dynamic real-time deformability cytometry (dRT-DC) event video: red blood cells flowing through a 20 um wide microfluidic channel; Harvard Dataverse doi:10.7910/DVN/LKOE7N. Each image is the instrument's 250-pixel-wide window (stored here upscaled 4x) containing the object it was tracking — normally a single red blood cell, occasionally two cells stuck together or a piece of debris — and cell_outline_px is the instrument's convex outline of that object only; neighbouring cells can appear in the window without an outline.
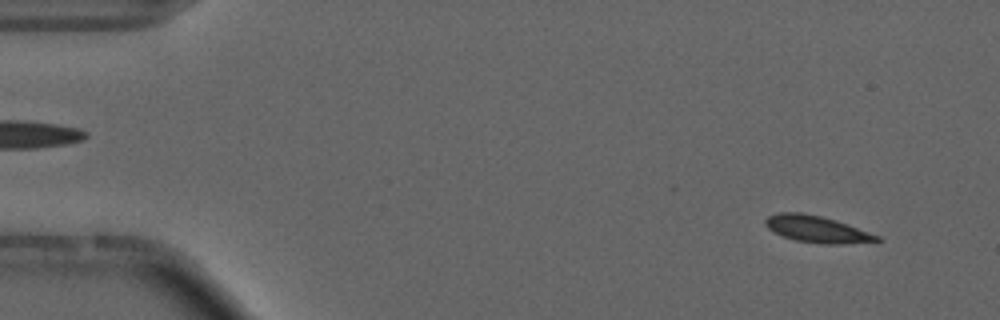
{"species": "common noctule bat (a hibernating species)", "species_latin": "Nyctalus noctula", "temperature_condition": "cold", "stored_images_in_passage": 55, "camera_frame_rate_fps": 3000, "um_per_image_px": 0.085, "animal": {"sex": "male", "forearm_length_mm": 52.5}, "frame": {"image": 1, "passage_image": 4, "time_ms": 1.0, "image_size_px": [1000, 320], "cell_outline_px": [[884, 240], [840, 244], [820, 244], [796, 240], [784, 236], [768, 228], [764, 224], [764, 220], [768, 216], [780, 212], [800, 212], [820, 216], [836, 220], [880, 236]], "centroid_in_image_um": [69.43, 19.48], "position_along_channel_um": 15.6, "area_um2": 17.17}}
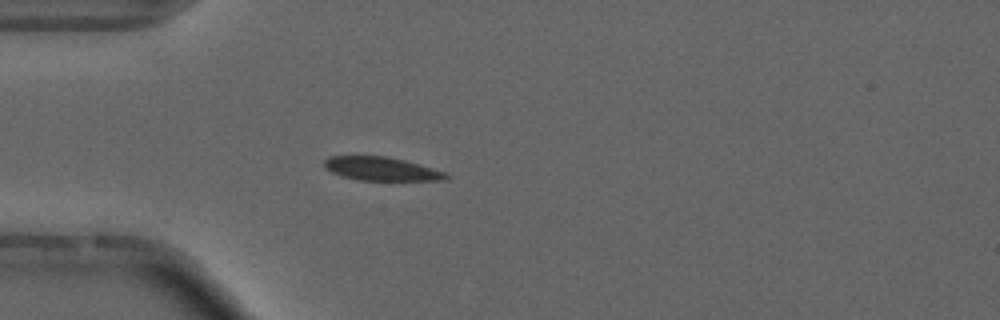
{"frame": {"image": 2, "passage_image": 15, "time_ms": 4.667, "image_size_px": [1000, 320], "cell_outline_px": [[452, 176], [448, 180], [356, 180], [340, 176], [324, 168], [324, 160], [332, 156], [384, 156], [404, 160], [432, 168], [444, 172]], "centroid_in_image_um": [32.41, 14.36], "position_along_channel_um": 52.6, "area_um2": 16.7}}
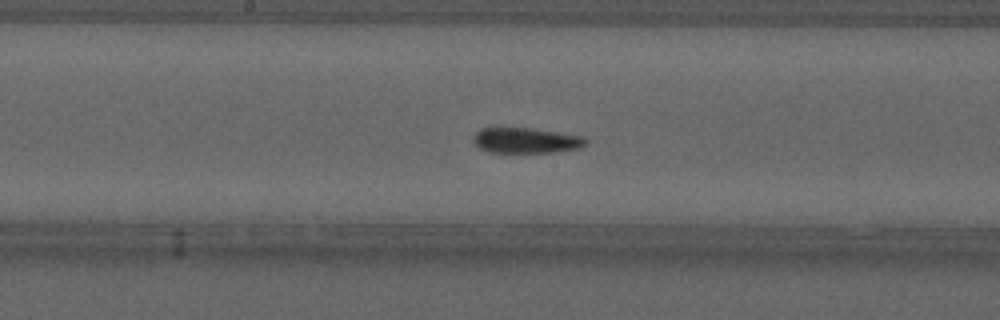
{"frame": {"image": 3, "passage_image": 28, "time_ms": 9.0, "image_size_px": [1000, 320], "cell_outline_px": [[588, 140], [580, 148], [552, 152], [488, 152], [480, 148], [472, 140], [476, 132], [480, 128], [528, 128], [584, 136]], "centroid_in_image_um": [44.7, 11.94], "position_along_channel_um": 203.5, "area_um2": 16.47}}